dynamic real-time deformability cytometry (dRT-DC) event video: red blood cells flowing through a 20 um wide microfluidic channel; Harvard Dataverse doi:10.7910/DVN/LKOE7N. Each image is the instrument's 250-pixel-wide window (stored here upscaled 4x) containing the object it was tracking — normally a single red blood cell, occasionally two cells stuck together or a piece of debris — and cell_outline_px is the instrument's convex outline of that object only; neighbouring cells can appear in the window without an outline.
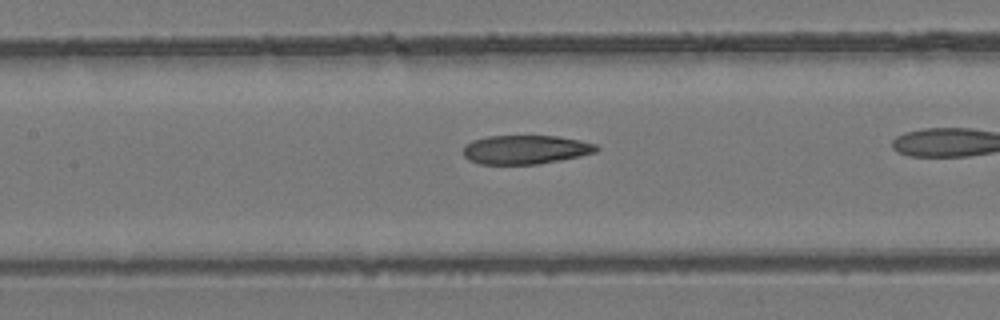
{"species": "common noctule bat (a hibernating species)", "species_latin": "Nyctalus noctula", "temperature_condition": "room temperature", "stored_images_in_passage": 19, "camera_frame_rate_fps": 3000, "um_per_image_px": 0.085, "animal": {"sex": "female", "body_mass_g": 24.6, "forearm_length_mm": 56.2}, "frame": {"image": 1, "passage_image": 11, "time_ms": 3.333, "image_size_px": [1000, 320], "cell_outline_px": [[600, 148], [596, 152], [560, 160], [540, 164], [480, 164], [468, 160], [464, 156], [464, 148], [472, 140], [488, 136], [556, 136], [580, 140], [596, 144]], "centroid_in_image_um": [44.68, 12.72], "position_along_channel_um": 162.7, "area_um2": 22.37}}
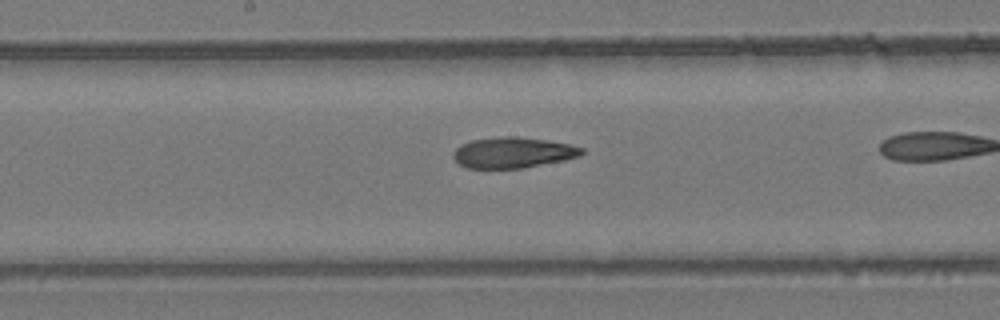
{"frame": {"image": 2, "passage_image": 14, "time_ms": 4.333, "image_size_px": [1000, 320], "cell_outline_px": [[584, 152], [580, 156], [564, 160], [524, 168], [468, 168], [460, 164], [452, 156], [452, 152], [460, 144], [472, 140], [508, 136], [512, 136], [548, 140], [568, 144], [584, 148]], "centroid_in_image_um": [43.6, 12.97], "position_along_channel_um": 204.6, "area_um2": 22.95}}